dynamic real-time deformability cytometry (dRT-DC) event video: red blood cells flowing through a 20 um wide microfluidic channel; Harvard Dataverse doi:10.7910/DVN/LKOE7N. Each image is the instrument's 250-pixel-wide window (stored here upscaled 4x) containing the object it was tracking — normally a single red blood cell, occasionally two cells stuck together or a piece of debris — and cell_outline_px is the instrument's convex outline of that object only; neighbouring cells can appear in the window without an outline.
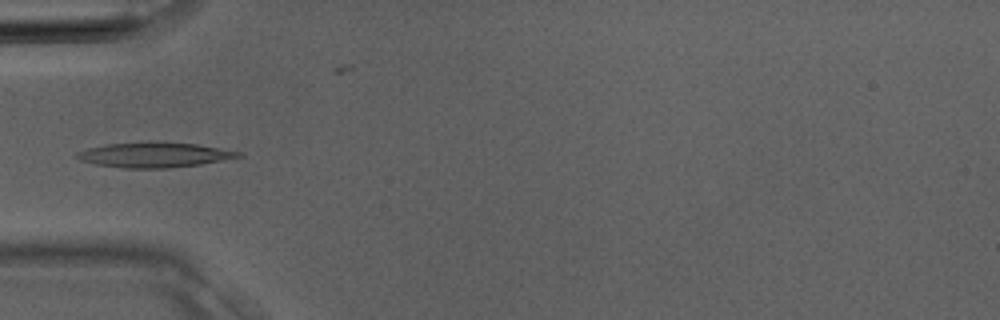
{"species": "Egyptian fruit bat (a non-hibernating species)", "species_latin": "Rousettus aegyptiacus", "temperature_condition": "room temperature", "stored_images_in_passage": 4, "camera_frame_rate_fps": 3000, "um_per_image_px": 0.085, "animal": {"sex": "male"}, "frame": {"image": 1, "passage_image": 3, "time_ms": 0.667, "image_size_px": [1000, 320], "cell_outline_px": [[244, 156], [200, 164], [168, 168], [124, 168], [96, 164], [80, 160], [76, 156], [76, 152], [88, 148], [108, 144], [196, 144], [244, 152]], "centroid_in_image_um": [13.15, 13.2], "position_along_channel_um": 71.8, "area_um2": 22.54}}